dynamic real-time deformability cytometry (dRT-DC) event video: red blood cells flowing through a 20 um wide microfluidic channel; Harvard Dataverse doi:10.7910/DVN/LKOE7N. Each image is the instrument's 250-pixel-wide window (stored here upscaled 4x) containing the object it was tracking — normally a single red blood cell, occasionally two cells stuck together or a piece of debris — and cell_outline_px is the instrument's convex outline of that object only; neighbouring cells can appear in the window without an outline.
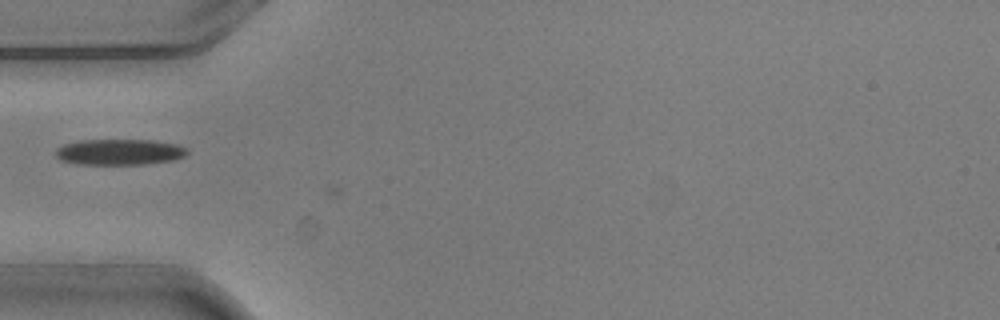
{"species": "common noctule bat (a hibernating species)", "species_latin": "Nyctalus noctula", "temperature_condition": "warm", "stored_images_in_passage": 5, "camera_frame_rate_fps": 3000, "um_per_image_px": 0.085, "animal": {"sex": "male", "body_mass_g": 20.5, "forearm_length_mm": 52.5}, "frame": {"image": 1, "passage_image": 5, "time_ms": 1.333, "image_size_px": [1000, 320], "cell_outline_px": [[188, 152], [184, 156], [172, 160], [148, 164], [76, 164], [60, 160], [56, 156], [56, 148], [64, 144], [80, 140], [152, 140], [180, 144], [188, 148]], "centroid_in_image_um": [10.18, 12.91], "position_along_channel_um": 74.8, "area_um2": 20.0}}